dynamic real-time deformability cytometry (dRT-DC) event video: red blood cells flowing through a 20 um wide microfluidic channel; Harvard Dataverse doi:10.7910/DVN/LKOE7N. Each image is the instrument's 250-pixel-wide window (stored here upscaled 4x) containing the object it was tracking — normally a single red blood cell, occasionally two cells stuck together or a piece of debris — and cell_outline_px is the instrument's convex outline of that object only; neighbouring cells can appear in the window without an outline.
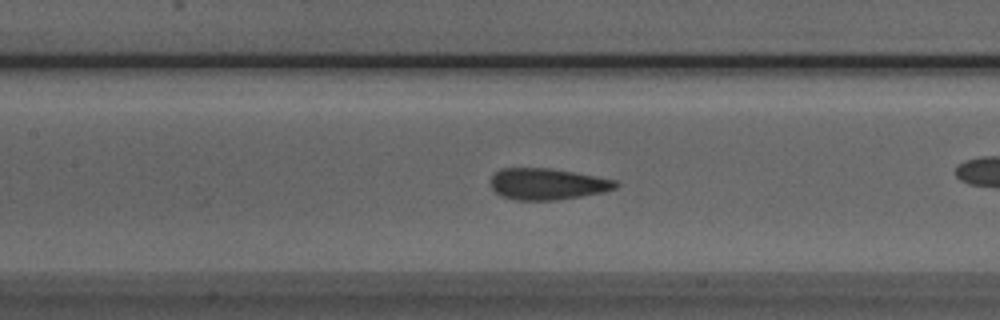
{"species": "Egyptian fruit bat (a non-hibernating species)", "species_latin": "Rousettus aegyptiacus", "temperature_condition": "room temperature", "stored_images_in_passage": 51, "camera_frame_rate_fps": 3000, "um_per_image_px": 0.085, "animal": {"sex": "male"}, "frame": {"image": 1, "passage_image": 22, "time_ms": 7.0, "image_size_px": [1000, 320], "cell_outline_px": [[620, 184], [616, 188], [604, 192], [556, 200], [516, 200], [500, 196], [492, 188], [492, 176], [500, 168], [548, 168], [572, 172], [616, 180]], "centroid_in_image_um": [46.52, 15.64], "position_along_channel_um": 160.9, "area_um2": 22.72}}
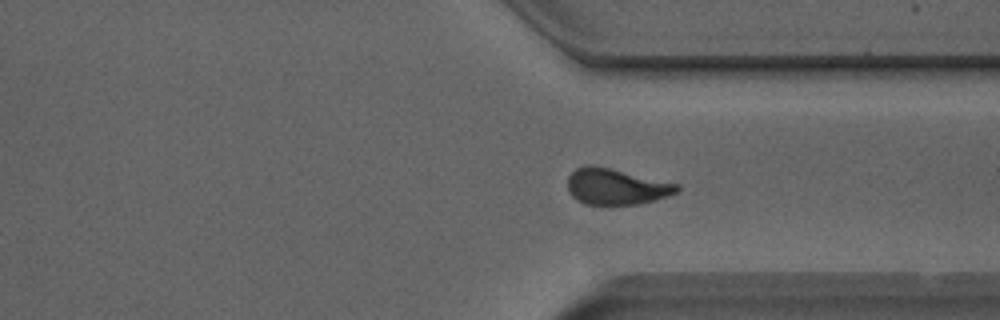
{"frame": {"image": 2, "passage_image": 37, "time_ms": 12.0, "image_size_px": [1000, 320], "cell_outline_px": [[680, 188], [676, 192], [668, 196], [656, 200], [640, 204], [584, 204], [576, 200], [572, 196], [568, 188], [568, 176], [576, 168], [588, 164], [592, 164], [680, 184]], "centroid_in_image_um": [52.37, 15.86], "position_along_channel_um": 359.0, "area_um2": 23.0}}
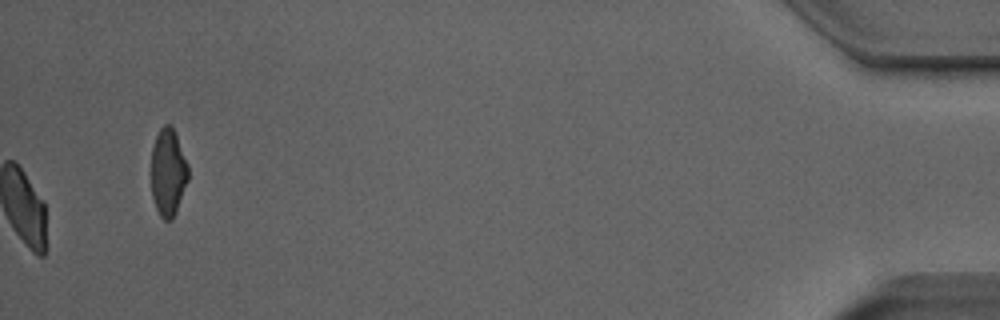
{"frame": {"image": 3, "passage_image": 51, "time_ms": 16.667, "image_size_px": [1000, 320], "cell_outline_px": [[188, 180], [176, 212], [172, 220], [164, 220], [160, 216], [156, 208], [152, 196], [152, 148], [156, 136], [160, 128], [164, 124], [168, 124], [172, 128], [176, 136], [188, 164]], "centroid_in_image_um": [14.29, 14.68], "position_along_channel_um": 420.9, "area_um2": 18.61}, "authors_computed_cell_mechanics": {"area_um2": 23.12, "velocity_mm_per_s": 3.9743, "shape_relaxation_time_tau1_ms": 4.3411, "shape_relaxation_time_tau2_ms": 0.8892, "deformation_change_tau1": 0.1378, "deformation_change_tau2": 0.0649}}